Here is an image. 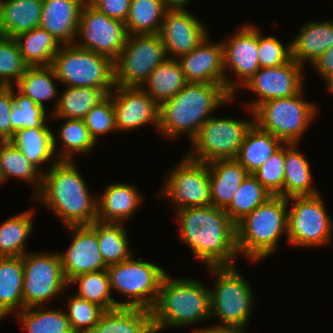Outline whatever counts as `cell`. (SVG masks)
<instances>
[{"instance_id":"6da1fadb","label":"cell","mask_w":333,"mask_h":333,"mask_svg":"<svg viewBox=\"0 0 333 333\" xmlns=\"http://www.w3.org/2000/svg\"><path fill=\"white\" fill-rule=\"evenodd\" d=\"M180 239L207 267L234 266L236 224L225 209L209 205L176 210Z\"/></svg>"},{"instance_id":"7a4b0ae2","label":"cell","mask_w":333,"mask_h":333,"mask_svg":"<svg viewBox=\"0 0 333 333\" xmlns=\"http://www.w3.org/2000/svg\"><path fill=\"white\" fill-rule=\"evenodd\" d=\"M42 172L36 200L50 208L66 226L91 225L97 221V196L92 198L73 161L51 162Z\"/></svg>"},{"instance_id":"3957f363","label":"cell","mask_w":333,"mask_h":333,"mask_svg":"<svg viewBox=\"0 0 333 333\" xmlns=\"http://www.w3.org/2000/svg\"><path fill=\"white\" fill-rule=\"evenodd\" d=\"M230 100L234 97L223 84L188 83L159 105L158 130L169 139L186 132L192 140L210 114Z\"/></svg>"},{"instance_id":"277c9868","label":"cell","mask_w":333,"mask_h":333,"mask_svg":"<svg viewBox=\"0 0 333 333\" xmlns=\"http://www.w3.org/2000/svg\"><path fill=\"white\" fill-rule=\"evenodd\" d=\"M154 331L182 327L211 318L210 289L193 279L161 280L158 299L151 310Z\"/></svg>"},{"instance_id":"5b68a950","label":"cell","mask_w":333,"mask_h":333,"mask_svg":"<svg viewBox=\"0 0 333 333\" xmlns=\"http://www.w3.org/2000/svg\"><path fill=\"white\" fill-rule=\"evenodd\" d=\"M288 201L272 196L236 224L237 252L258 261L271 255L278 247L279 237L287 236Z\"/></svg>"},{"instance_id":"8992f818","label":"cell","mask_w":333,"mask_h":333,"mask_svg":"<svg viewBox=\"0 0 333 333\" xmlns=\"http://www.w3.org/2000/svg\"><path fill=\"white\" fill-rule=\"evenodd\" d=\"M51 66L58 81L67 87L114 89L113 61L102 54L78 48L75 44L61 45Z\"/></svg>"},{"instance_id":"52a82bcc","label":"cell","mask_w":333,"mask_h":333,"mask_svg":"<svg viewBox=\"0 0 333 333\" xmlns=\"http://www.w3.org/2000/svg\"><path fill=\"white\" fill-rule=\"evenodd\" d=\"M303 89L295 96L272 99L259 104L252 112L254 123L284 143H299L316 116V106L302 99Z\"/></svg>"},{"instance_id":"ba28073f","label":"cell","mask_w":333,"mask_h":333,"mask_svg":"<svg viewBox=\"0 0 333 333\" xmlns=\"http://www.w3.org/2000/svg\"><path fill=\"white\" fill-rule=\"evenodd\" d=\"M111 290L128 297L120 307L152 310L159 295L160 283L166 271L142 258H130L106 268Z\"/></svg>"},{"instance_id":"9c48e42d","label":"cell","mask_w":333,"mask_h":333,"mask_svg":"<svg viewBox=\"0 0 333 333\" xmlns=\"http://www.w3.org/2000/svg\"><path fill=\"white\" fill-rule=\"evenodd\" d=\"M236 266L208 267L215 276L210 290L211 317L217 316L224 327H246L253 307V295L249 283Z\"/></svg>"},{"instance_id":"30bf717a","label":"cell","mask_w":333,"mask_h":333,"mask_svg":"<svg viewBox=\"0 0 333 333\" xmlns=\"http://www.w3.org/2000/svg\"><path fill=\"white\" fill-rule=\"evenodd\" d=\"M166 58L159 34L128 35L122 51L113 61L114 85L141 87Z\"/></svg>"},{"instance_id":"8fae6325","label":"cell","mask_w":333,"mask_h":333,"mask_svg":"<svg viewBox=\"0 0 333 333\" xmlns=\"http://www.w3.org/2000/svg\"><path fill=\"white\" fill-rule=\"evenodd\" d=\"M251 120L209 117L191 140L194 147L187 158L209 163L217 159H235L249 129Z\"/></svg>"},{"instance_id":"7c38bea8","label":"cell","mask_w":333,"mask_h":333,"mask_svg":"<svg viewBox=\"0 0 333 333\" xmlns=\"http://www.w3.org/2000/svg\"><path fill=\"white\" fill-rule=\"evenodd\" d=\"M22 260L24 308L44 309L45 302L53 296L59 297V293L61 295L69 285L63 274L59 253H26Z\"/></svg>"},{"instance_id":"4fadbf2b","label":"cell","mask_w":333,"mask_h":333,"mask_svg":"<svg viewBox=\"0 0 333 333\" xmlns=\"http://www.w3.org/2000/svg\"><path fill=\"white\" fill-rule=\"evenodd\" d=\"M320 192L313 196H293L288 210L287 238L297 246H319L330 242L332 219L329 217Z\"/></svg>"},{"instance_id":"5bb4252c","label":"cell","mask_w":333,"mask_h":333,"mask_svg":"<svg viewBox=\"0 0 333 333\" xmlns=\"http://www.w3.org/2000/svg\"><path fill=\"white\" fill-rule=\"evenodd\" d=\"M81 43L78 48L102 54L114 61L122 51L128 33L125 23L112 19L86 1L80 11L78 25Z\"/></svg>"},{"instance_id":"9a60e30c","label":"cell","mask_w":333,"mask_h":333,"mask_svg":"<svg viewBox=\"0 0 333 333\" xmlns=\"http://www.w3.org/2000/svg\"><path fill=\"white\" fill-rule=\"evenodd\" d=\"M182 159L167 175L161 196L173 200L176 210L211 205L208 164Z\"/></svg>"},{"instance_id":"2e32d148","label":"cell","mask_w":333,"mask_h":333,"mask_svg":"<svg viewBox=\"0 0 333 333\" xmlns=\"http://www.w3.org/2000/svg\"><path fill=\"white\" fill-rule=\"evenodd\" d=\"M207 36L192 51L180 56L177 60L188 83L223 84L234 97L238 84L225 76L223 44L210 43ZM225 72V73H224Z\"/></svg>"},{"instance_id":"e0dca14e","label":"cell","mask_w":333,"mask_h":333,"mask_svg":"<svg viewBox=\"0 0 333 333\" xmlns=\"http://www.w3.org/2000/svg\"><path fill=\"white\" fill-rule=\"evenodd\" d=\"M303 66L294 59L281 66L259 68L243 85L260 97V100L247 104L251 113L259 104L278 98L295 96L302 89Z\"/></svg>"},{"instance_id":"ac0fdd59","label":"cell","mask_w":333,"mask_h":333,"mask_svg":"<svg viewBox=\"0 0 333 333\" xmlns=\"http://www.w3.org/2000/svg\"><path fill=\"white\" fill-rule=\"evenodd\" d=\"M204 24L185 8L165 11L159 35L168 58L180 56L196 48L209 34Z\"/></svg>"},{"instance_id":"d6986e66","label":"cell","mask_w":333,"mask_h":333,"mask_svg":"<svg viewBox=\"0 0 333 333\" xmlns=\"http://www.w3.org/2000/svg\"><path fill=\"white\" fill-rule=\"evenodd\" d=\"M110 93L117 130L133 131L144 124L159 127V105L141 88L114 86Z\"/></svg>"},{"instance_id":"ffe728a7","label":"cell","mask_w":333,"mask_h":333,"mask_svg":"<svg viewBox=\"0 0 333 333\" xmlns=\"http://www.w3.org/2000/svg\"><path fill=\"white\" fill-rule=\"evenodd\" d=\"M67 228L73 232V238L66 252L59 254L67 282L80 274L106 270L96 233L88 225Z\"/></svg>"},{"instance_id":"44dd1931","label":"cell","mask_w":333,"mask_h":333,"mask_svg":"<svg viewBox=\"0 0 333 333\" xmlns=\"http://www.w3.org/2000/svg\"><path fill=\"white\" fill-rule=\"evenodd\" d=\"M224 71L231 69L244 85L260 68L258 28L245 24L227 41H223Z\"/></svg>"},{"instance_id":"7402d4cb","label":"cell","mask_w":333,"mask_h":333,"mask_svg":"<svg viewBox=\"0 0 333 333\" xmlns=\"http://www.w3.org/2000/svg\"><path fill=\"white\" fill-rule=\"evenodd\" d=\"M87 0H43L39 27L47 30L60 44H74L80 11Z\"/></svg>"},{"instance_id":"603a6c76","label":"cell","mask_w":333,"mask_h":333,"mask_svg":"<svg viewBox=\"0 0 333 333\" xmlns=\"http://www.w3.org/2000/svg\"><path fill=\"white\" fill-rule=\"evenodd\" d=\"M207 164L209 166L211 205L226 209L249 174L236 159H217Z\"/></svg>"},{"instance_id":"cb8c5ba5","label":"cell","mask_w":333,"mask_h":333,"mask_svg":"<svg viewBox=\"0 0 333 333\" xmlns=\"http://www.w3.org/2000/svg\"><path fill=\"white\" fill-rule=\"evenodd\" d=\"M97 199V221L123 223L143 201L135 186L114 183L106 187Z\"/></svg>"},{"instance_id":"d4e9b609","label":"cell","mask_w":333,"mask_h":333,"mask_svg":"<svg viewBox=\"0 0 333 333\" xmlns=\"http://www.w3.org/2000/svg\"><path fill=\"white\" fill-rule=\"evenodd\" d=\"M306 24L290 43L292 59L302 66L307 61L312 65L333 46V21H311Z\"/></svg>"},{"instance_id":"484cf974","label":"cell","mask_w":333,"mask_h":333,"mask_svg":"<svg viewBox=\"0 0 333 333\" xmlns=\"http://www.w3.org/2000/svg\"><path fill=\"white\" fill-rule=\"evenodd\" d=\"M43 0H0V35L15 38L39 27Z\"/></svg>"},{"instance_id":"4316f807","label":"cell","mask_w":333,"mask_h":333,"mask_svg":"<svg viewBox=\"0 0 333 333\" xmlns=\"http://www.w3.org/2000/svg\"><path fill=\"white\" fill-rule=\"evenodd\" d=\"M88 333H155L150 310L117 307L105 310Z\"/></svg>"},{"instance_id":"83f0119b","label":"cell","mask_w":333,"mask_h":333,"mask_svg":"<svg viewBox=\"0 0 333 333\" xmlns=\"http://www.w3.org/2000/svg\"><path fill=\"white\" fill-rule=\"evenodd\" d=\"M296 143H285L283 197L313 196L318 190L313 186L308 160L297 149ZM315 187V188H314Z\"/></svg>"},{"instance_id":"f1b7e54d","label":"cell","mask_w":333,"mask_h":333,"mask_svg":"<svg viewBox=\"0 0 333 333\" xmlns=\"http://www.w3.org/2000/svg\"><path fill=\"white\" fill-rule=\"evenodd\" d=\"M285 143L270 132L260 129L255 123L247 132L236 156L248 174H253Z\"/></svg>"},{"instance_id":"f546056e","label":"cell","mask_w":333,"mask_h":333,"mask_svg":"<svg viewBox=\"0 0 333 333\" xmlns=\"http://www.w3.org/2000/svg\"><path fill=\"white\" fill-rule=\"evenodd\" d=\"M188 84L177 59L166 58L141 88L158 104L172 98Z\"/></svg>"},{"instance_id":"4dcf8cb0","label":"cell","mask_w":333,"mask_h":333,"mask_svg":"<svg viewBox=\"0 0 333 333\" xmlns=\"http://www.w3.org/2000/svg\"><path fill=\"white\" fill-rule=\"evenodd\" d=\"M22 257H0V316L24 309Z\"/></svg>"},{"instance_id":"1f68e13d","label":"cell","mask_w":333,"mask_h":333,"mask_svg":"<svg viewBox=\"0 0 333 333\" xmlns=\"http://www.w3.org/2000/svg\"><path fill=\"white\" fill-rule=\"evenodd\" d=\"M10 141L38 169L48 160L59 161L56 157V137L46 124L40 128L18 130Z\"/></svg>"},{"instance_id":"d6a6232c","label":"cell","mask_w":333,"mask_h":333,"mask_svg":"<svg viewBox=\"0 0 333 333\" xmlns=\"http://www.w3.org/2000/svg\"><path fill=\"white\" fill-rule=\"evenodd\" d=\"M111 92L112 90L89 87H66L58 96L51 114L58 119H84L88 112Z\"/></svg>"},{"instance_id":"836d02e7","label":"cell","mask_w":333,"mask_h":333,"mask_svg":"<svg viewBox=\"0 0 333 333\" xmlns=\"http://www.w3.org/2000/svg\"><path fill=\"white\" fill-rule=\"evenodd\" d=\"M14 39L28 66L52 65L53 58L62 45L47 30L40 27L19 34Z\"/></svg>"},{"instance_id":"e575fe53","label":"cell","mask_w":333,"mask_h":333,"mask_svg":"<svg viewBox=\"0 0 333 333\" xmlns=\"http://www.w3.org/2000/svg\"><path fill=\"white\" fill-rule=\"evenodd\" d=\"M88 226L97 235L99 251L107 266L120 263L133 255L122 223L95 221Z\"/></svg>"},{"instance_id":"d590c367","label":"cell","mask_w":333,"mask_h":333,"mask_svg":"<svg viewBox=\"0 0 333 333\" xmlns=\"http://www.w3.org/2000/svg\"><path fill=\"white\" fill-rule=\"evenodd\" d=\"M167 9L162 0H131L124 22L128 35L159 34Z\"/></svg>"},{"instance_id":"8d00e7d4","label":"cell","mask_w":333,"mask_h":333,"mask_svg":"<svg viewBox=\"0 0 333 333\" xmlns=\"http://www.w3.org/2000/svg\"><path fill=\"white\" fill-rule=\"evenodd\" d=\"M0 172L2 182L11 176L35 183L36 194L41 189L43 177L41 168L38 169L30 163L28 158L11 141H0Z\"/></svg>"},{"instance_id":"74e56055","label":"cell","mask_w":333,"mask_h":333,"mask_svg":"<svg viewBox=\"0 0 333 333\" xmlns=\"http://www.w3.org/2000/svg\"><path fill=\"white\" fill-rule=\"evenodd\" d=\"M33 214L32 210L24 211L0 224V257H22L27 253L25 244L33 229Z\"/></svg>"},{"instance_id":"f35d334b","label":"cell","mask_w":333,"mask_h":333,"mask_svg":"<svg viewBox=\"0 0 333 333\" xmlns=\"http://www.w3.org/2000/svg\"><path fill=\"white\" fill-rule=\"evenodd\" d=\"M55 80L58 81L51 65L28 66L16 85L20 93L31 98L36 104L45 107L44 100L47 101L56 95L58 96Z\"/></svg>"},{"instance_id":"ab89813d","label":"cell","mask_w":333,"mask_h":333,"mask_svg":"<svg viewBox=\"0 0 333 333\" xmlns=\"http://www.w3.org/2000/svg\"><path fill=\"white\" fill-rule=\"evenodd\" d=\"M272 195L249 174L238 188L233 201L225 209L229 218L237 224L255 208L265 203Z\"/></svg>"},{"instance_id":"60d3db41","label":"cell","mask_w":333,"mask_h":333,"mask_svg":"<svg viewBox=\"0 0 333 333\" xmlns=\"http://www.w3.org/2000/svg\"><path fill=\"white\" fill-rule=\"evenodd\" d=\"M72 283L79 285L75 294L89 302L95 303L104 310L120 307V302L111 297L109 276L106 270L84 273L73 278Z\"/></svg>"},{"instance_id":"b9f144b4","label":"cell","mask_w":333,"mask_h":333,"mask_svg":"<svg viewBox=\"0 0 333 333\" xmlns=\"http://www.w3.org/2000/svg\"><path fill=\"white\" fill-rule=\"evenodd\" d=\"M67 120V121H66ZM59 128V140L64 148L56 154L59 161H72L74 153L87 154L97 143L91 136L83 119H66Z\"/></svg>"},{"instance_id":"7bdbcfd3","label":"cell","mask_w":333,"mask_h":333,"mask_svg":"<svg viewBox=\"0 0 333 333\" xmlns=\"http://www.w3.org/2000/svg\"><path fill=\"white\" fill-rule=\"evenodd\" d=\"M33 307L17 311L20 323L28 333H74L65 311L32 310Z\"/></svg>"},{"instance_id":"ee69618b","label":"cell","mask_w":333,"mask_h":333,"mask_svg":"<svg viewBox=\"0 0 333 333\" xmlns=\"http://www.w3.org/2000/svg\"><path fill=\"white\" fill-rule=\"evenodd\" d=\"M11 99V126L15 132L21 129L40 128L45 125L47 114L46 108L36 104L31 98L24 96L18 91L14 92Z\"/></svg>"},{"instance_id":"f6af8a7d","label":"cell","mask_w":333,"mask_h":333,"mask_svg":"<svg viewBox=\"0 0 333 333\" xmlns=\"http://www.w3.org/2000/svg\"><path fill=\"white\" fill-rule=\"evenodd\" d=\"M27 68L28 65L23 60L16 40L0 35V84L2 86H12L14 82L16 84Z\"/></svg>"},{"instance_id":"bcb514c9","label":"cell","mask_w":333,"mask_h":333,"mask_svg":"<svg viewBox=\"0 0 333 333\" xmlns=\"http://www.w3.org/2000/svg\"><path fill=\"white\" fill-rule=\"evenodd\" d=\"M66 316L74 333H88L99 322L105 311L95 303L77 296L75 293L67 300Z\"/></svg>"},{"instance_id":"7dc6e473","label":"cell","mask_w":333,"mask_h":333,"mask_svg":"<svg viewBox=\"0 0 333 333\" xmlns=\"http://www.w3.org/2000/svg\"><path fill=\"white\" fill-rule=\"evenodd\" d=\"M284 160L285 144L252 174L272 196L283 197Z\"/></svg>"},{"instance_id":"c3c4849f","label":"cell","mask_w":333,"mask_h":333,"mask_svg":"<svg viewBox=\"0 0 333 333\" xmlns=\"http://www.w3.org/2000/svg\"><path fill=\"white\" fill-rule=\"evenodd\" d=\"M83 120L95 141H97L98 135H104L113 130L117 131L111 94L98 105L94 106Z\"/></svg>"},{"instance_id":"681fc988","label":"cell","mask_w":333,"mask_h":333,"mask_svg":"<svg viewBox=\"0 0 333 333\" xmlns=\"http://www.w3.org/2000/svg\"><path fill=\"white\" fill-rule=\"evenodd\" d=\"M258 29V59L260 68L284 65L292 59L291 44L284 46L274 36H262Z\"/></svg>"},{"instance_id":"f907efd6","label":"cell","mask_w":333,"mask_h":333,"mask_svg":"<svg viewBox=\"0 0 333 333\" xmlns=\"http://www.w3.org/2000/svg\"><path fill=\"white\" fill-rule=\"evenodd\" d=\"M13 87L2 86L0 88V141H10L14 137V129L10 121Z\"/></svg>"},{"instance_id":"816d5d0a","label":"cell","mask_w":333,"mask_h":333,"mask_svg":"<svg viewBox=\"0 0 333 333\" xmlns=\"http://www.w3.org/2000/svg\"><path fill=\"white\" fill-rule=\"evenodd\" d=\"M100 12L106 14L112 19L125 22L131 0H87Z\"/></svg>"},{"instance_id":"f5cc1de1","label":"cell","mask_w":333,"mask_h":333,"mask_svg":"<svg viewBox=\"0 0 333 333\" xmlns=\"http://www.w3.org/2000/svg\"><path fill=\"white\" fill-rule=\"evenodd\" d=\"M316 68L317 73L322 76L325 83L333 80V46L326 50L319 58L312 64Z\"/></svg>"},{"instance_id":"db71d44e","label":"cell","mask_w":333,"mask_h":333,"mask_svg":"<svg viewBox=\"0 0 333 333\" xmlns=\"http://www.w3.org/2000/svg\"><path fill=\"white\" fill-rule=\"evenodd\" d=\"M168 8H184L190 0H162Z\"/></svg>"},{"instance_id":"11a10c76","label":"cell","mask_w":333,"mask_h":333,"mask_svg":"<svg viewBox=\"0 0 333 333\" xmlns=\"http://www.w3.org/2000/svg\"><path fill=\"white\" fill-rule=\"evenodd\" d=\"M192 333H221V325H215L213 327L210 328H203V329H195L194 332Z\"/></svg>"},{"instance_id":"9f6ffc18","label":"cell","mask_w":333,"mask_h":333,"mask_svg":"<svg viewBox=\"0 0 333 333\" xmlns=\"http://www.w3.org/2000/svg\"><path fill=\"white\" fill-rule=\"evenodd\" d=\"M244 328L240 327H224L221 326V333H243L242 331Z\"/></svg>"},{"instance_id":"6f0895ef","label":"cell","mask_w":333,"mask_h":333,"mask_svg":"<svg viewBox=\"0 0 333 333\" xmlns=\"http://www.w3.org/2000/svg\"><path fill=\"white\" fill-rule=\"evenodd\" d=\"M326 87H327L326 89H328V91H330L333 94V80L328 84H326Z\"/></svg>"},{"instance_id":"680465c9","label":"cell","mask_w":333,"mask_h":333,"mask_svg":"<svg viewBox=\"0 0 333 333\" xmlns=\"http://www.w3.org/2000/svg\"><path fill=\"white\" fill-rule=\"evenodd\" d=\"M0 184H2V177H1V172H0Z\"/></svg>"}]
</instances>
